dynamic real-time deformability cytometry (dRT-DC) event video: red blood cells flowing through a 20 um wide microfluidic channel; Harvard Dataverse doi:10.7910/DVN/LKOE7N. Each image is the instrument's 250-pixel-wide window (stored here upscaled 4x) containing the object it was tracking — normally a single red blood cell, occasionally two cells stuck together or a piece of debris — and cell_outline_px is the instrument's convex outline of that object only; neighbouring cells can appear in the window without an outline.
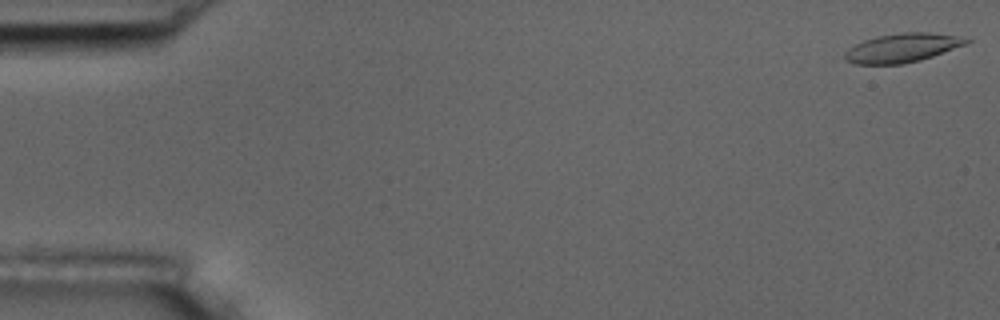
{"species": "common noctule bat (a hibernating species)", "species_latin": "Nyctalus noctula", "temperature_condition": "room temperature", "stored_images_in_passage": 54, "camera_frame_rate_fps": 3000, "um_per_image_px": 0.085, "animal": {"sex": "male", "body_mass_g": 17.5, "forearm_length_mm": 52.3}, "frame": {"image": 1, "passage_image": 1, "time_ms": 0.0, "image_size_px": [1000, 320], "cell_outline_px": [[972, 40], [968, 44], [920, 60], [904, 64], [856, 64], [848, 60], [844, 56], [844, 52], [856, 44], [864, 40], [876, 36], [904, 32], [928, 32], [960, 36]], "centroid_in_image_um": [76.73, 4.06], "position_along_channel_um": 8.3, "area_um2": 20.4}}
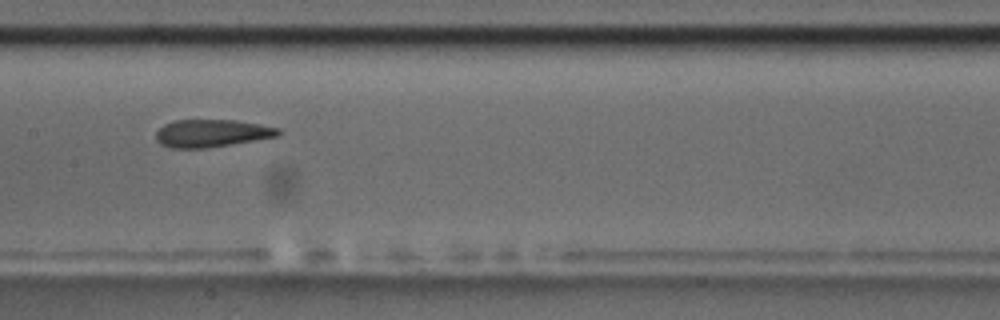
{"frame": {"image": 2, "passage_image": 27, "time_ms": 8.667, "image_size_px": [1000, 320], "cell_outline_px": [[280, 136], [208, 148], [168, 148], [160, 144], [156, 140], [156, 132], [164, 124], [176, 120], [236, 120], [280, 128]], "centroid_in_image_um": [17.99, 11.33], "position_along_channel_um": 189.4, "area_um2": 19.77}}
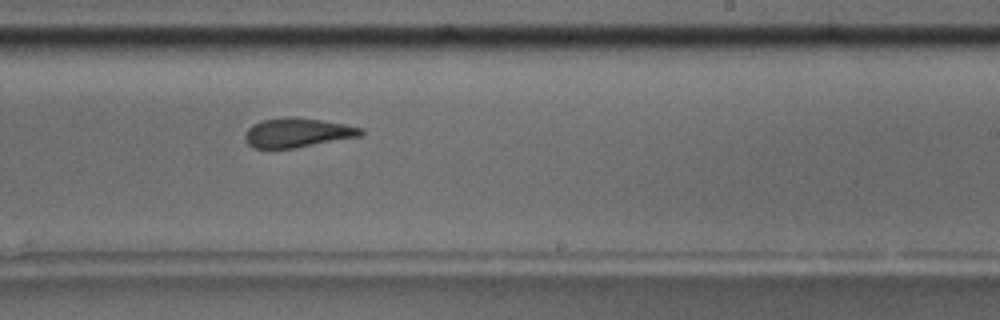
{"frame": {"image": 3, "passage_image": 33, "time_ms": 10.667, "image_size_px": [1000, 320], "cell_outline_px": [[364, 132], [360, 136], [296, 148], [252, 148], [244, 140], [244, 136], [248, 128], [252, 124], [260, 120], [284, 116], [296, 116], [348, 124], [364, 128]], "centroid_in_image_um": [25.27, 11.26], "position_along_channel_um": 263.7, "area_um2": 20.23}, "authors_computed_cell_mechanics": {"area_um2": 20.5768, "velocity_mm_per_s": 3.7288, "shape_relaxation_time_tau1_ms": 6.0825, "shape_relaxation_time_tau2_ms": 2.3277, "deformation_change_tau1": 0.1587, "deformation_change_tau2": 0.1132}}